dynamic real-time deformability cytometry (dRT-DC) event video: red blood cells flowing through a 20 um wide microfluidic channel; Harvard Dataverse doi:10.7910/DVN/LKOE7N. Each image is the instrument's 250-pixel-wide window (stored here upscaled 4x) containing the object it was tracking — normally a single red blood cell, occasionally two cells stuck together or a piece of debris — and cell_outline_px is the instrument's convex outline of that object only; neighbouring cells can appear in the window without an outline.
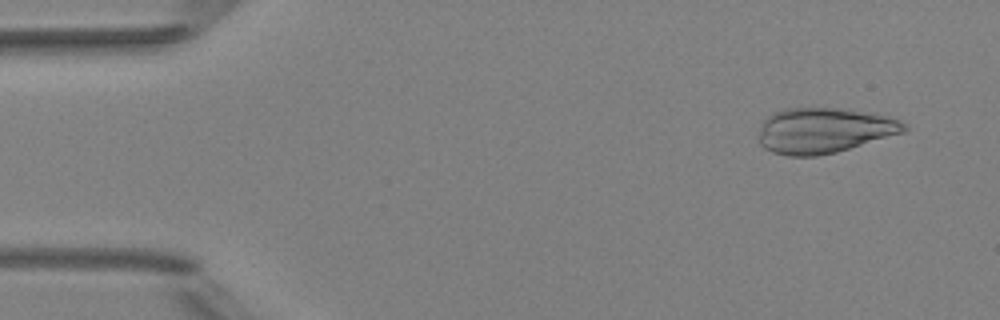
{"species": "Egyptian fruit bat (a non-hibernating species)", "species_latin": "Rousettus aegyptiacus", "temperature_condition": "room temperature", "stored_images_in_passage": 5, "camera_frame_rate_fps": 3000, "um_per_image_px": 0.085, "animal": {"sex": "female"}, "frame": {"image": 1, "passage_image": 2, "time_ms": 1.0, "image_size_px": [1000, 320], "cell_outline_px": [[908, 128], [904, 132], [836, 152], [816, 156], [788, 156], [772, 152], [764, 148], [760, 144], [760, 128], [764, 120], [772, 112], [784, 108], [848, 108], [888, 116], [900, 120]], "centroid_in_image_um": [70.03, 11.08], "position_along_channel_um": 15.0, "area_um2": 38.49}}